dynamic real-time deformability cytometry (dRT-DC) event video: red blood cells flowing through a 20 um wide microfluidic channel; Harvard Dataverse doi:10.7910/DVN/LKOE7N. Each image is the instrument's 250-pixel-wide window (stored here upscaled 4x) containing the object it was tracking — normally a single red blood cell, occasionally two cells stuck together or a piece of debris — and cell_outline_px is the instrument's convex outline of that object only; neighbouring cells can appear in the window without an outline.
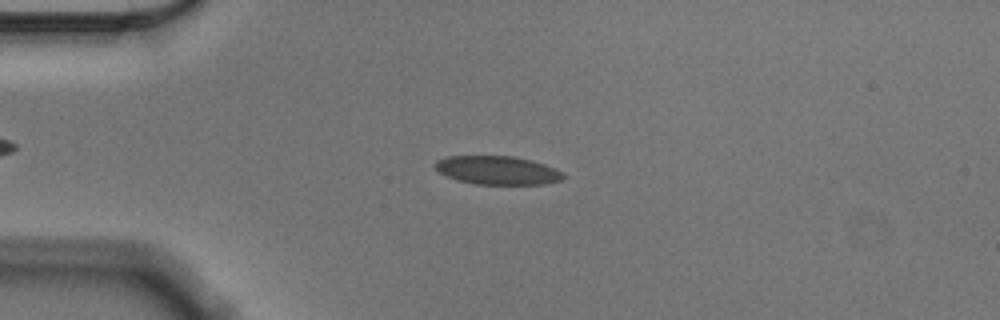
{"species": "Egyptian fruit bat (a non-hibernating species)", "species_latin": "Rousettus aegyptiacus", "temperature_condition": "cold", "stored_images_in_passage": 50, "camera_frame_rate_fps": 3000, "um_per_image_px": 0.085, "animal": {"sex": "male"}, "frame": {"image": 1, "passage_image": 7, "time_ms": 2.0, "image_size_px": [1000, 320], "cell_outline_px": [[564, 176], [560, 180], [544, 184], [476, 184], [456, 180], [440, 172], [432, 164], [436, 160], [444, 156], [512, 156], [532, 160], [544, 164], [564, 172]], "centroid_in_image_um": [42.25, 14.46], "position_along_channel_um": 42.7, "area_um2": 21.33}}
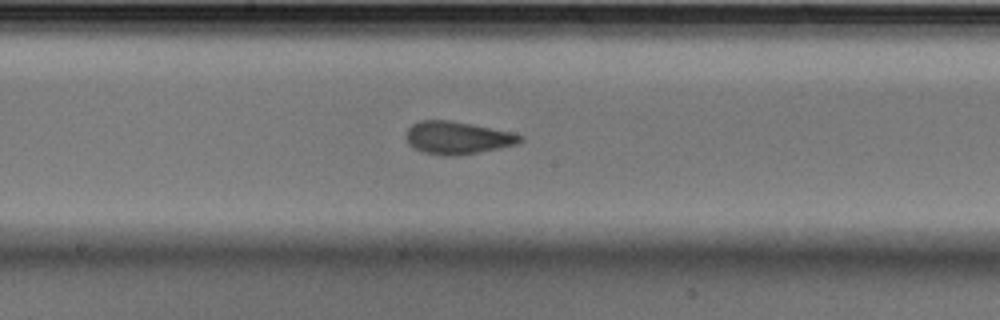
{"frame": {"image": 2, "passage_image": 23, "time_ms": 7.333, "image_size_px": [1000, 320], "cell_outline_px": [[524, 140], [516, 144], [500, 148], [460, 156], [444, 156], [424, 152], [412, 148], [408, 144], [404, 136], [404, 132], [412, 124], [420, 120], [448, 120], [472, 124], [512, 132], [524, 136]], "centroid_in_image_um": [38.85, 11.72], "position_along_channel_um": 209.3, "area_um2": 22.08}}
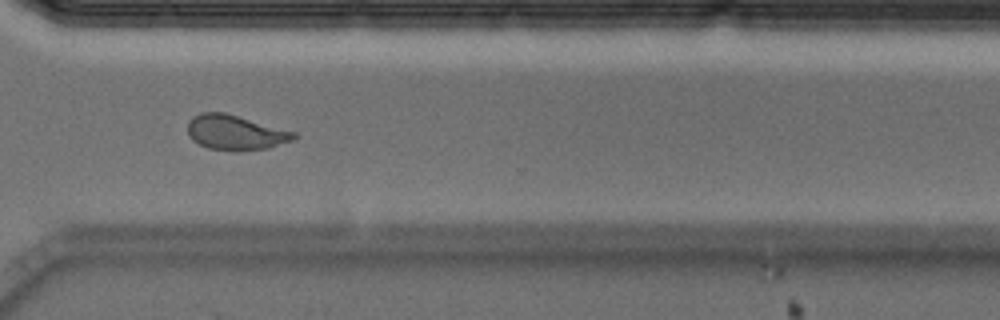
{"frame": {"image": 3, "passage_image": 35, "time_ms": 11.333, "image_size_px": [1000, 320], "cell_outline_px": [[296, 140], [268, 148], [208, 148], [192, 140], [188, 136], [188, 120], [192, 116], [200, 112], [224, 112], [296, 132]], "centroid_in_image_um": [20.0, 11.21], "position_along_channel_um": 350.6, "area_um2": 21.04}, "authors_computed_cell_mechanics": {"area_um2": 21.6461, "velocity_mm_per_s": 3.5397, "shape_relaxation_time_tau1_ms": 5.1248, "shape_relaxation_time_tau2_ms": 0.7871, "deformation_change_tau1": 0.1338, "deformation_change_tau2": 0.0457}}